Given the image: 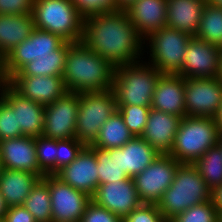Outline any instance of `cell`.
Masks as SVG:
<instances>
[{
	"instance_id": "obj_1",
	"label": "cell",
	"mask_w": 222,
	"mask_h": 222,
	"mask_svg": "<svg viewBox=\"0 0 222 222\" xmlns=\"http://www.w3.org/2000/svg\"><path fill=\"white\" fill-rule=\"evenodd\" d=\"M81 41L114 68L139 62L145 52L144 39L124 9L85 16Z\"/></svg>"
},
{
	"instance_id": "obj_2",
	"label": "cell",
	"mask_w": 222,
	"mask_h": 222,
	"mask_svg": "<svg viewBox=\"0 0 222 222\" xmlns=\"http://www.w3.org/2000/svg\"><path fill=\"white\" fill-rule=\"evenodd\" d=\"M114 71L110 63L80 41L69 46L62 77L69 92H102L113 88Z\"/></svg>"
},
{
	"instance_id": "obj_3",
	"label": "cell",
	"mask_w": 222,
	"mask_h": 222,
	"mask_svg": "<svg viewBox=\"0 0 222 222\" xmlns=\"http://www.w3.org/2000/svg\"><path fill=\"white\" fill-rule=\"evenodd\" d=\"M211 191L193 164H180L157 207L164 220L169 222L188 208L211 200Z\"/></svg>"
},
{
	"instance_id": "obj_4",
	"label": "cell",
	"mask_w": 222,
	"mask_h": 222,
	"mask_svg": "<svg viewBox=\"0 0 222 222\" xmlns=\"http://www.w3.org/2000/svg\"><path fill=\"white\" fill-rule=\"evenodd\" d=\"M219 141L220 134L215 118L185 116L180 122L169 155L180 164H193Z\"/></svg>"
},
{
	"instance_id": "obj_5",
	"label": "cell",
	"mask_w": 222,
	"mask_h": 222,
	"mask_svg": "<svg viewBox=\"0 0 222 222\" xmlns=\"http://www.w3.org/2000/svg\"><path fill=\"white\" fill-rule=\"evenodd\" d=\"M115 68L112 91L116 105L151 106L156 83L162 75L143 61Z\"/></svg>"
},
{
	"instance_id": "obj_6",
	"label": "cell",
	"mask_w": 222,
	"mask_h": 222,
	"mask_svg": "<svg viewBox=\"0 0 222 222\" xmlns=\"http://www.w3.org/2000/svg\"><path fill=\"white\" fill-rule=\"evenodd\" d=\"M31 14L35 28L58 35L67 42L82 40L84 16L72 0H34Z\"/></svg>"
},
{
	"instance_id": "obj_7",
	"label": "cell",
	"mask_w": 222,
	"mask_h": 222,
	"mask_svg": "<svg viewBox=\"0 0 222 222\" xmlns=\"http://www.w3.org/2000/svg\"><path fill=\"white\" fill-rule=\"evenodd\" d=\"M71 44L58 35L35 28L29 38L13 48L1 60L5 79L8 81L35 58L66 57Z\"/></svg>"
},
{
	"instance_id": "obj_8",
	"label": "cell",
	"mask_w": 222,
	"mask_h": 222,
	"mask_svg": "<svg viewBox=\"0 0 222 222\" xmlns=\"http://www.w3.org/2000/svg\"><path fill=\"white\" fill-rule=\"evenodd\" d=\"M117 110L116 97L111 90L79 93V110L75 136L85 146L92 145L104 122Z\"/></svg>"
},
{
	"instance_id": "obj_9",
	"label": "cell",
	"mask_w": 222,
	"mask_h": 222,
	"mask_svg": "<svg viewBox=\"0 0 222 222\" xmlns=\"http://www.w3.org/2000/svg\"><path fill=\"white\" fill-rule=\"evenodd\" d=\"M192 36L177 29L165 27L150 33L145 39L149 43L148 64L161 74H177L184 61L185 51Z\"/></svg>"
},
{
	"instance_id": "obj_10",
	"label": "cell",
	"mask_w": 222,
	"mask_h": 222,
	"mask_svg": "<svg viewBox=\"0 0 222 222\" xmlns=\"http://www.w3.org/2000/svg\"><path fill=\"white\" fill-rule=\"evenodd\" d=\"M180 163L169 154H160L133 179L138 196L143 203L157 204L174 180Z\"/></svg>"
},
{
	"instance_id": "obj_11",
	"label": "cell",
	"mask_w": 222,
	"mask_h": 222,
	"mask_svg": "<svg viewBox=\"0 0 222 222\" xmlns=\"http://www.w3.org/2000/svg\"><path fill=\"white\" fill-rule=\"evenodd\" d=\"M186 116L218 115L222 103V81L218 78H185Z\"/></svg>"
},
{
	"instance_id": "obj_12",
	"label": "cell",
	"mask_w": 222,
	"mask_h": 222,
	"mask_svg": "<svg viewBox=\"0 0 222 222\" xmlns=\"http://www.w3.org/2000/svg\"><path fill=\"white\" fill-rule=\"evenodd\" d=\"M52 222H80L91 196L76 190L55 174L48 175Z\"/></svg>"
},
{
	"instance_id": "obj_13",
	"label": "cell",
	"mask_w": 222,
	"mask_h": 222,
	"mask_svg": "<svg viewBox=\"0 0 222 222\" xmlns=\"http://www.w3.org/2000/svg\"><path fill=\"white\" fill-rule=\"evenodd\" d=\"M78 110L79 94L69 91L55 102L46 105L42 135L54 140L76 138Z\"/></svg>"
},
{
	"instance_id": "obj_14",
	"label": "cell",
	"mask_w": 222,
	"mask_h": 222,
	"mask_svg": "<svg viewBox=\"0 0 222 222\" xmlns=\"http://www.w3.org/2000/svg\"><path fill=\"white\" fill-rule=\"evenodd\" d=\"M91 200L122 219L143 204L133 178L99 185Z\"/></svg>"
},
{
	"instance_id": "obj_15",
	"label": "cell",
	"mask_w": 222,
	"mask_h": 222,
	"mask_svg": "<svg viewBox=\"0 0 222 222\" xmlns=\"http://www.w3.org/2000/svg\"><path fill=\"white\" fill-rule=\"evenodd\" d=\"M183 61L176 75L184 78H218L220 53L215 44L192 36Z\"/></svg>"
},
{
	"instance_id": "obj_16",
	"label": "cell",
	"mask_w": 222,
	"mask_h": 222,
	"mask_svg": "<svg viewBox=\"0 0 222 222\" xmlns=\"http://www.w3.org/2000/svg\"><path fill=\"white\" fill-rule=\"evenodd\" d=\"M55 175L76 190L92 197L99 186L98 165L94 151L85 146L74 161Z\"/></svg>"
},
{
	"instance_id": "obj_17",
	"label": "cell",
	"mask_w": 222,
	"mask_h": 222,
	"mask_svg": "<svg viewBox=\"0 0 222 222\" xmlns=\"http://www.w3.org/2000/svg\"><path fill=\"white\" fill-rule=\"evenodd\" d=\"M7 82L22 96L44 106L68 92L62 76H12Z\"/></svg>"
},
{
	"instance_id": "obj_18",
	"label": "cell",
	"mask_w": 222,
	"mask_h": 222,
	"mask_svg": "<svg viewBox=\"0 0 222 222\" xmlns=\"http://www.w3.org/2000/svg\"><path fill=\"white\" fill-rule=\"evenodd\" d=\"M17 111V127L24 136L38 137L43 133L45 106L18 93L8 82L0 94Z\"/></svg>"
},
{
	"instance_id": "obj_19",
	"label": "cell",
	"mask_w": 222,
	"mask_h": 222,
	"mask_svg": "<svg viewBox=\"0 0 222 222\" xmlns=\"http://www.w3.org/2000/svg\"><path fill=\"white\" fill-rule=\"evenodd\" d=\"M0 157L2 166L5 169L26 171L35 175H46L39 168L37 162L35 137L22 136L1 140Z\"/></svg>"
},
{
	"instance_id": "obj_20",
	"label": "cell",
	"mask_w": 222,
	"mask_h": 222,
	"mask_svg": "<svg viewBox=\"0 0 222 222\" xmlns=\"http://www.w3.org/2000/svg\"><path fill=\"white\" fill-rule=\"evenodd\" d=\"M124 10L143 39L167 25V0H135Z\"/></svg>"
},
{
	"instance_id": "obj_21",
	"label": "cell",
	"mask_w": 222,
	"mask_h": 222,
	"mask_svg": "<svg viewBox=\"0 0 222 222\" xmlns=\"http://www.w3.org/2000/svg\"><path fill=\"white\" fill-rule=\"evenodd\" d=\"M184 90V77L162 74L156 83L150 107L183 118L186 116Z\"/></svg>"
},
{
	"instance_id": "obj_22",
	"label": "cell",
	"mask_w": 222,
	"mask_h": 222,
	"mask_svg": "<svg viewBox=\"0 0 222 222\" xmlns=\"http://www.w3.org/2000/svg\"><path fill=\"white\" fill-rule=\"evenodd\" d=\"M182 117L150 108L141 137L160 154H169Z\"/></svg>"
},
{
	"instance_id": "obj_23",
	"label": "cell",
	"mask_w": 222,
	"mask_h": 222,
	"mask_svg": "<svg viewBox=\"0 0 222 222\" xmlns=\"http://www.w3.org/2000/svg\"><path fill=\"white\" fill-rule=\"evenodd\" d=\"M208 0H167V27L195 36Z\"/></svg>"
},
{
	"instance_id": "obj_24",
	"label": "cell",
	"mask_w": 222,
	"mask_h": 222,
	"mask_svg": "<svg viewBox=\"0 0 222 222\" xmlns=\"http://www.w3.org/2000/svg\"><path fill=\"white\" fill-rule=\"evenodd\" d=\"M43 177L26 171L3 168L0 174V192L7 206L23 205L33 186Z\"/></svg>"
},
{
	"instance_id": "obj_25",
	"label": "cell",
	"mask_w": 222,
	"mask_h": 222,
	"mask_svg": "<svg viewBox=\"0 0 222 222\" xmlns=\"http://www.w3.org/2000/svg\"><path fill=\"white\" fill-rule=\"evenodd\" d=\"M34 29L35 24L31 13L24 15L0 14V60L29 38Z\"/></svg>"
},
{
	"instance_id": "obj_26",
	"label": "cell",
	"mask_w": 222,
	"mask_h": 222,
	"mask_svg": "<svg viewBox=\"0 0 222 222\" xmlns=\"http://www.w3.org/2000/svg\"><path fill=\"white\" fill-rule=\"evenodd\" d=\"M159 155L160 153L141 136H134L121 147L122 170L128 177L134 178Z\"/></svg>"
},
{
	"instance_id": "obj_27",
	"label": "cell",
	"mask_w": 222,
	"mask_h": 222,
	"mask_svg": "<svg viewBox=\"0 0 222 222\" xmlns=\"http://www.w3.org/2000/svg\"><path fill=\"white\" fill-rule=\"evenodd\" d=\"M133 137V134L124 123L120 112L115 110V112L102 125L99 136L96 138L92 146L101 149L120 148Z\"/></svg>"
},
{
	"instance_id": "obj_28",
	"label": "cell",
	"mask_w": 222,
	"mask_h": 222,
	"mask_svg": "<svg viewBox=\"0 0 222 222\" xmlns=\"http://www.w3.org/2000/svg\"><path fill=\"white\" fill-rule=\"evenodd\" d=\"M89 147L97 159L99 185L130 178L122 170L121 147L113 149H101L92 145Z\"/></svg>"
},
{
	"instance_id": "obj_29",
	"label": "cell",
	"mask_w": 222,
	"mask_h": 222,
	"mask_svg": "<svg viewBox=\"0 0 222 222\" xmlns=\"http://www.w3.org/2000/svg\"><path fill=\"white\" fill-rule=\"evenodd\" d=\"M48 175L40 178L33 186L23 206L33 215L36 222H52Z\"/></svg>"
},
{
	"instance_id": "obj_30",
	"label": "cell",
	"mask_w": 222,
	"mask_h": 222,
	"mask_svg": "<svg viewBox=\"0 0 222 222\" xmlns=\"http://www.w3.org/2000/svg\"><path fill=\"white\" fill-rule=\"evenodd\" d=\"M193 165L211 190L222 185V146L220 143L209 148Z\"/></svg>"
},
{
	"instance_id": "obj_31",
	"label": "cell",
	"mask_w": 222,
	"mask_h": 222,
	"mask_svg": "<svg viewBox=\"0 0 222 222\" xmlns=\"http://www.w3.org/2000/svg\"><path fill=\"white\" fill-rule=\"evenodd\" d=\"M196 38L217 45L222 39V7L207 2Z\"/></svg>"
},
{
	"instance_id": "obj_32",
	"label": "cell",
	"mask_w": 222,
	"mask_h": 222,
	"mask_svg": "<svg viewBox=\"0 0 222 222\" xmlns=\"http://www.w3.org/2000/svg\"><path fill=\"white\" fill-rule=\"evenodd\" d=\"M66 57L35 58L13 76H63Z\"/></svg>"
},
{
	"instance_id": "obj_33",
	"label": "cell",
	"mask_w": 222,
	"mask_h": 222,
	"mask_svg": "<svg viewBox=\"0 0 222 222\" xmlns=\"http://www.w3.org/2000/svg\"><path fill=\"white\" fill-rule=\"evenodd\" d=\"M39 168L46 174H56L57 140L43 135L35 137Z\"/></svg>"
},
{
	"instance_id": "obj_34",
	"label": "cell",
	"mask_w": 222,
	"mask_h": 222,
	"mask_svg": "<svg viewBox=\"0 0 222 222\" xmlns=\"http://www.w3.org/2000/svg\"><path fill=\"white\" fill-rule=\"evenodd\" d=\"M133 136H141L147 124L150 106L116 105Z\"/></svg>"
},
{
	"instance_id": "obj_35",
	"label": "cell",
	"mask_w": 222,
	"mask_h": 222,
	"mask_svg": "<svg viewBox=\"0 0 222 222\" xmlns=\"http://www.w3.org/2000/svg\"><path fill=\"white\" fill-rule=\"evenodd\" d=\"M169 222H218V212L212 200L194 205Z\"/></svg>"
},
{
	"instance_id": "obj_36",
	"label": "cell",
	"mask_w": 222,
	"mask_h": 222,
	"mask_svg": "<svg viewBox=\"0 0 222 222\" xmlns=\"http://www.w3.org/2000/svg\"><path fill=\"white\" fill-rule=\"evenodd\" d=\"M24 136L17 127V111L0 95V141Z\"/></svg>"
},
{
	"instance_id": "obj_37",
	"label": "cell",
	"mask_w": 222,
	"mask_h": 222,
	"mask_svg": "<svg viewBox=\"0 0 222 222\" xmlns=\"http://www.w3.org/2000/svg\"><path fill=\"white\" fill-rule=\"evenodd\" d=\"M84 147L76 138L57 140L56 173L74 161Z\"/></svg>"
},
{
	"instance_id": "obj_38",
	"label": "cell",
	"mask_w": 222,
	"mask_h": 222,
	"mask_svg": "<svg viewBox=\"0 0 222 222\" xmlns=\"http://www.w3.org/2000/svg\"><path fill=\"white\" fill-rule=\"evenodd\" d=\"M72 2L84 17L94 13L119 10L116 0H72Z\"/></svg>"
},
{
	"instance_id": "obj_39",
	"label": "cell",
	"mask_w": 222,
	"mask_h": 222,
	"mask_svg": "<svg viewBox=\"0 0 222 222\" xmlns=\"http://www.w3.org/2000/svg\"><path fill=\"white\" fill-rule=\"evenodd\" d=\"M123 222H166L159 211L157 204L143 203L134 209Z\"/></svg>"
},
{
	"instance_id": "obj_40",
	"label": "cell",
	"mask_w": 222,
	"mask_h": 222,
	"mask_svg": "<svg viewBox=\"0 0 222 222\" xmlns=\"http://www.w3.org/2000/svg\"><path fill=\"white\" fill-rule=\"evenodd\" d=\"M80 222H123V219L91 201Z\"/></svg>"
},
{
	"instance_id": "obj_41",
	"label": "cell",
	"mask_w": 222,
	"mask_h": 222,
	"mask_svg": "<svg viewBox=\"0 0 222 222\" xmlns=\"http://www.w3.org/2000/svg\"><path fill=\"white\" fill-rule=\"evenodd\" d=\"M34 0H0V14L24 15L32 13Z\"/></svg>"
},
{
	"instance_id": "obj_42",
	"label": "cell",
	"mask_w": 222,
	"mask_h": 222,
	"mask_svg": "<svg viewBox=\"0 0 222 222\" xmlns=\"http://www.w3.org/2000/svg\"><path fill=\"white\" fill-rule=\"evenodd\" d=\"M2 222H36L33 215L23 206L9 207Z\"/></svg>"
},
{
	"instance_id": "obj_43",
	"label": "cell",
	"mask_w": 222,
	"mask_h": 222,
	"mask_svg": "<svg viewBox=\"0 0 222 222\" xmlns=\"http://www.w3.org/2000/svg\"><path fill=\"white\" fill-rule=\"evenodd\" d=\"M211 200L217 212H222V185L216 186L211 191Z\"/></svg>"
},
{
	"instance_id": "obj_44",
	"label": "cell",
	"mask_w": 222,
	"mask_h": 222,
	"mask_svg": "<svg viewBox=\"0 0 222 222\" xmlns=\"http://www.w3.org/2000/svg\"><path fill=\"white\" fill-rule=\"evenodd\" d=\"M8 206L5 202V199L3 198L2 193L0 192V222H2L5 219V215L8 210Z\"/></svg>"
},
{
	"instance_id": "obj_45",
	"label": "cell",
	"mask_w": 222,
	"mask_h": 222,
	"mask_svg": "<svg viewBox=\"0 0 222 222\" xmlns=\"http://www.w3.org/2000/svg\"><path fill=\"white\" fill-rule=\"evenodd\" d=\"M219 129L220 137H222V103L218 115L215 117Z\"/></svg>"
},
{
	"instance_id": "obj_46",
	"label": "cell",
	"mask_w": 222,
	"mask_h": 222,
	"mask_svg": "<svg viewBox=\"0 0 222 222\" xmlns=\"http://www.w3.org/2000/svg\"><path fill=\"white\" fill-rule=\"evenodd\" d=\"M133 1H135V0H116L117 8L118 9H124L125 7H127Z\"/></svg>"
},
{
	"instance_id": "obj_47",
	"label": "cell",
	"mask_w": 222,
	"mask_h": 222,
	"mask_svg": "<svg viewBox=\"0 0 222 222\" xmlns=\"http://www.w3.org/2000/svg\"><path fill=\"white\" fill-rule=\"evenodd\" d=\"M6 82L7 80L5 79L4 74H3L2 61L0 60V94L2 91V87L4 86Z\"/></svg>"
},
{
	"instance_id": "obj_48",
	"label": "cell",
	"mask_w": 222,
	"mask_h": 222,
	"mask_svg": "<svg viewBox=\"0 0 222 222\" xmlns=\"http://www.w3.org/2000/svg\"><path fill=\"white\" fill-rule=\"evenodd\" d=\"M218 79L222 81V54H220Z\"/></svg>"
},
{
	"instance_id": "obj_49",
	"label": "cell",
	"mask_w": 222,
	"mask_h": 222,
	"mask_svg": "<svg viewBox=\"0 0 222 222\" xmlns=\"http://www.w3.org/2000/svg\"><path fill=\"white\" fill-rule=\"evenodd\" d=\"M211 4L222 7V0H208Z\"/></svg>"
},
{
	"instance_id": "obj_50",
	"label": "cell",
	"mask_w": 222,
	"mask_h": 222,
	"mask_svg": "<svg viewBox=\"0 0 222 222\" xmlns=\"http://www.w3.org/2000/svg\"><path fill=\"white\" fill-rule=\"evenodd\" d=\"M216 47L219 50V53L222 54V39L219 41V43L216 45Z\"/></svg>"
},
{
	"instance_id": "obj_51",
	"label": "cell",
	"mask_w": 222,
	"mask_h": 222,
	"mask_svg": "<svg viewBox=\"0 0 222 222\" xmlns=\"http://www.w3.org/2000/svg\"><path fill=\"white\" fill-rule=\"evenodd\" d=\"M218 222H222V212L218 213Z\"/></svg>"
},
{
	"instance_id": "obj_52",
	"label": "cell",
	"mask_w": 222,
	"mask_h": 222,
	"mask_svg": "<svg viewBox=\"0 0 222 222\" xmlns=\"http://www.w3.org/2000/svg\"><path fill=\"white\" fill-rule=\"evenodd\" d=\"M3 166H2V162H1V157H0V174L2 172Z\"/></svg>"
},
{
	"instance_id": "obj_53",
	"label": "cell",
	"mask_w": 222,
	"mask_h": 222,
	"mask_svg": "<svg viewBox=\"0 0 222 222\" xmlns=\"http://www.w3.org/2000/svg\"><path fill=\"white\" fill-rule=\"evenodd\" d=\"M219 143L221 144V146H222V137H220V141H219Z\"/></svg>"
}]
</instances>
